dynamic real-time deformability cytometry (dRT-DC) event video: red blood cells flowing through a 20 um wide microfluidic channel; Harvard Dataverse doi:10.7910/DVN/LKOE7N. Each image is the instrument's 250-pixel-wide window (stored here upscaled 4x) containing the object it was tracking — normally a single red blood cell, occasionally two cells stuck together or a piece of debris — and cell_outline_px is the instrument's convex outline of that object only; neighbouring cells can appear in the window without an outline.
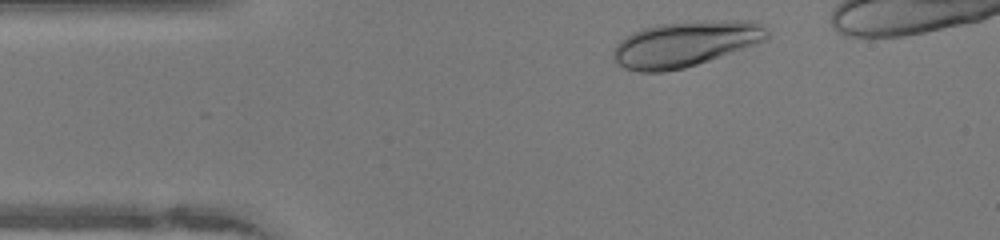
{"species": "human", "species_latin": "Homo sapiens", "temperature_condition": "warm", "stored_images_in_passage": 35, "camera_frame_rate_fps": 3000, "um_per_image_px": 0.085, "donor": {"sex": "female"}, "frame": {"image": 1, "passage_image": 3, "time_ms": 0.667, "image_size_px": [1000, 240], "cell_outline_px": [[768, 40], [684, 68], [664, 72], [636, 72], [624, 68], [616, 64], [612, 60], [612, 52], [616, 44], [620, 40], [632, 32], [644, 28], [660, 24], [696, 20], [752, 20], [768, 28]], "centroid_in_image_um": [58.22, 3.72], "position_along_channel_um": 26.8, "area_um2": 41.21}}
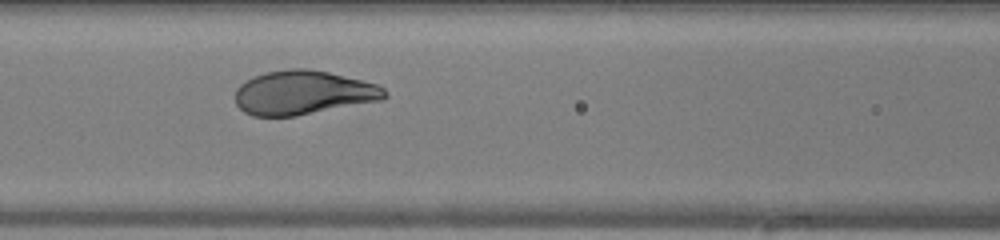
{"frame": {"image": 2, "passage_image": 15, "time_ms": 4.667, "image_size_px": [1000, 240], "cell_outline_px": [[388, 96], [384, 100], [296, 116], [252, 116], [244, 112], [236, 104], [236, 88], [240, 84], [264, 72], [288, 68], [308, 68], [328, 72], [376, 84], [384, 88], [388, 92]], "centroid_in_image_um": [25.79, 7.88], "position_along_channel_um": 140.8, "area_um2": 38.49}}
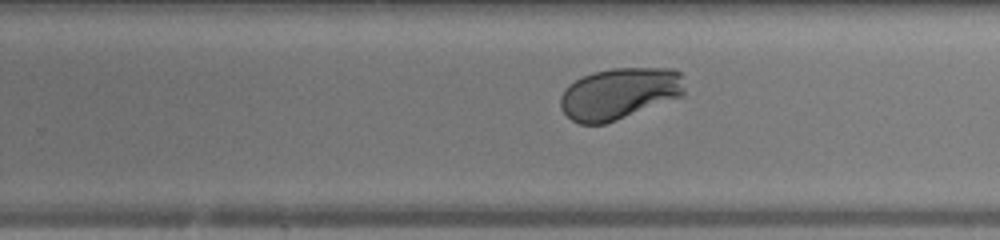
{"frame": {"image": 3, "passage_image": 25, "time_ms": 8.0, "image_size_px": [1000, 240], "cell_outline_px": [[684, 96], [616, 120], [604, 124], [580, 124], [572, 120], [560, 108], [560, 96], [564, 88], [568, 84], [592, 72], [612, 68], [672, 68], [680, 72], [684, 88]], "centroid_in_image_um": [52.64, 7.95], "position_along_channel_um": 277.2, "area_um2": 37.45}, "authors_computed_cell_mechanics": {"area_um2": 38.5526, "velocity_mm_per_s": 4.0984, "shape_relaxation_time_tau1_ms": 2.5455, "shape_relaxation_time_tau2_ms": null, "deformation_change_tau1": 0.1872, "deformation_change_tau2": null}}